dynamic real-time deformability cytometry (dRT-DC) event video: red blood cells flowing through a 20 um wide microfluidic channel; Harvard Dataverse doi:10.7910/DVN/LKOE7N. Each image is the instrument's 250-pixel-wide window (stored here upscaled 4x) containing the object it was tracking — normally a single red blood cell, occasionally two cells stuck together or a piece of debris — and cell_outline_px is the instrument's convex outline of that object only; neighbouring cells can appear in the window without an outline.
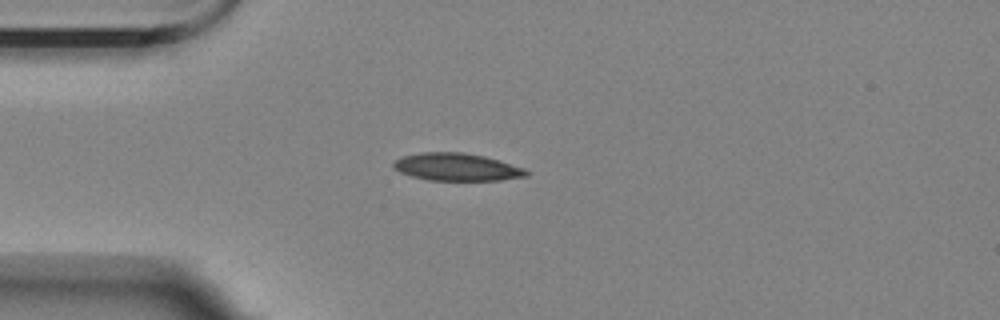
{"species": "Egyptian fruit bat (a non-hibernating species)", "species_latin": "Rousettus aegyptiacus", "temperature_condition": "room temperature", "stored_images_in_passage": 14, "camera_frame_rate_fps": 3000, "um_per_image_px": 0.085, "animal": {"sex": "female"}, "frame": {"image": 1, "passage_image": 3, "time_ms": 3.333, "image_size_px": [1000, 320], "cell_outline_px": [[528, 176], [500, 180], [428, 180], [412, 176], [400, 172], [392, 168], [392, 164], [396, 160], [404, 156], [420, 152], [460, 152], [484, 156], [524, 168], [528, 172]], "centroid_in_image_um": [38.8, 14.2], "position_along_channel_um": 46.2, "area_um2": 21.15}}
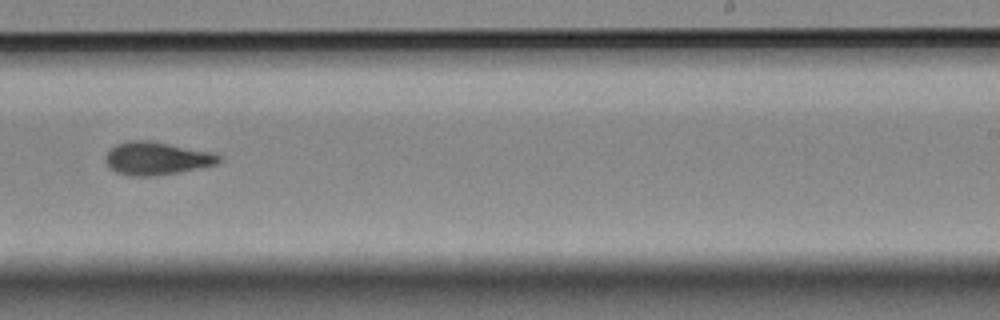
{"frame": {"image": 2, "passage_image": 9, "time_ms": 10.333, "image_size_px": [1000, 320], "cell_outline_px": [[224, 160], [216, 164], [200, 168], [152, 176], [128, 176], [116, 172], [108, 168], [104, 156], [116, 144], [128, 140], [148, 140], [212, 152], [224, 156]], "centroid_in_image_um": [13.32, 13.46], "position_along_channel_um": 275.7, "area_um2": 21.91}}
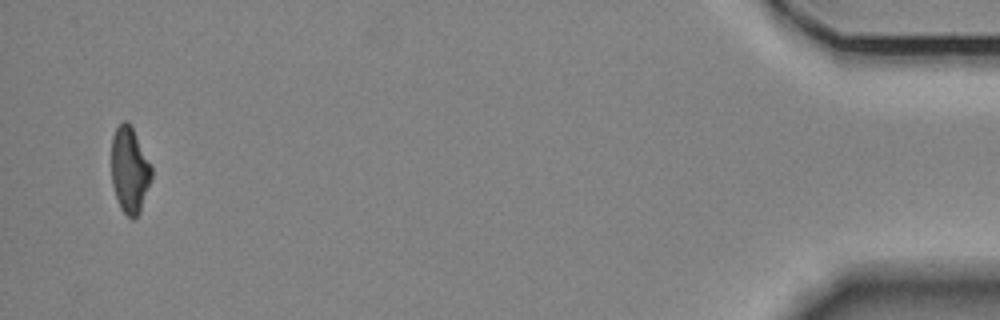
{"frame": {"image": 3, "passage_image": 14, "time_ms": 17.0, "image_size_px": [1000, 320], "cell_outline_px": [[152, 180], [140, 212], [132, 220], [120, 208], [112, 184], [112, 136], [116, 128], [124, 120], [128, 120], [152, 168]], "centroid_in_image_um": [11.02, 14.48], "position_along_channel_um": 424.2, "area_um2": 19.94}, "authors_computed_cell_mechanics": {"area_um2": 21.0681, "velocity_mm_per_s": 3.4863, "shape_relaxation_time_tau1_ms": 5.8582, "shape_relaxation_time_tau2_ms": 9.5462, "deformation_change_tau1": 0.1286, "deformation_change_tau2": 0.1268}}